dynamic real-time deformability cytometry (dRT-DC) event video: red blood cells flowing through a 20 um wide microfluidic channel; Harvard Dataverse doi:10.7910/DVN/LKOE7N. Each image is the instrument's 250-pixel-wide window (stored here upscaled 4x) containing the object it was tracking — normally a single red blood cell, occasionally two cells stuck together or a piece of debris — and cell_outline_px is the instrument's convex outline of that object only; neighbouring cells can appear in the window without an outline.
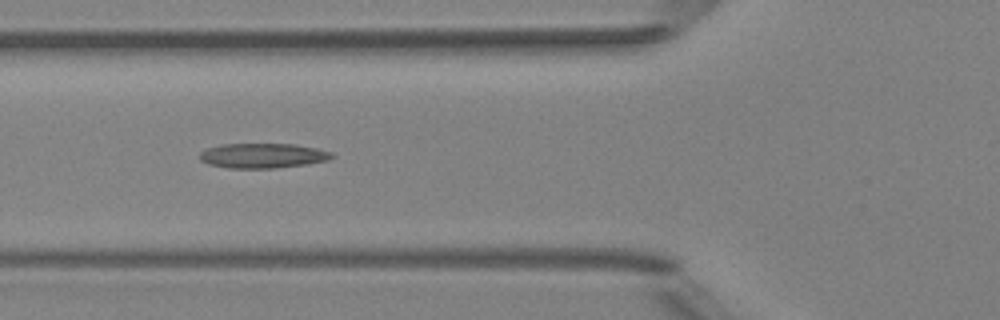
{"species": "Egyptian fruit bat (a non-hibernating species)", "species_latin": "Rousettus aegyptiacus", "temperature_condition": "room temperature", "stored_images_in_passage": 6, "camera_frame_rate_fps": 3000, "um_per_image_px": 0.085, "animal": {"sex": "female"}, "frame": {"image": 1, "passage_image": 4, "time_ms": 3.333, "image_size_px": [1000, 320], "cell_outline_px": [[336, 156], [328, 160], [308, 164], [276, 168], [228, 168], [208, 164], [200, 160], [200, 152], [208, 148], [220, 144], [296, 144], [316, 148], [332, 152]], "centroid_in_image_um": [22.36, 13.23], "position_along_channel_um": 103.4, "area_um2": 19.25}}
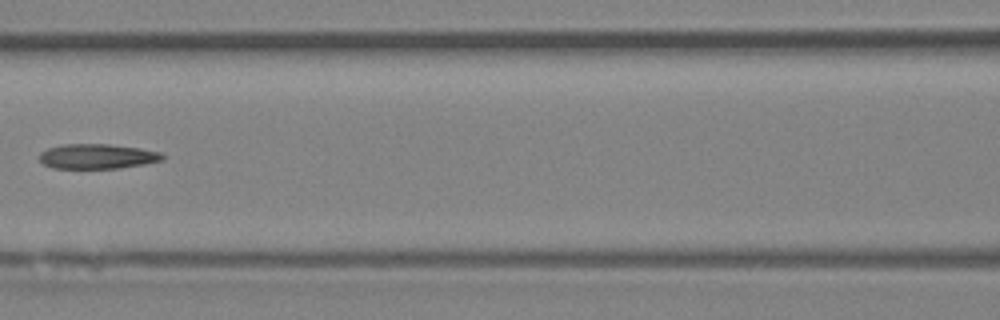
{"frame": {"image": 2, "passage_image": 5, "time_ms": 4.667, "image_size_px": [1000, 320], "cell_outline_px": [[164, 160], [144, 164], [120, 168], [52, 168], [44, 164], [40, 160], [40, 152], [48, 148], [64, 144], [108, 144], [140, 148], [160, 152], [164, 156]], "centroid_in_image_um": [8.28, 13.29], "position_along_channel_um": 158.3, "area_um2": 17.8}}
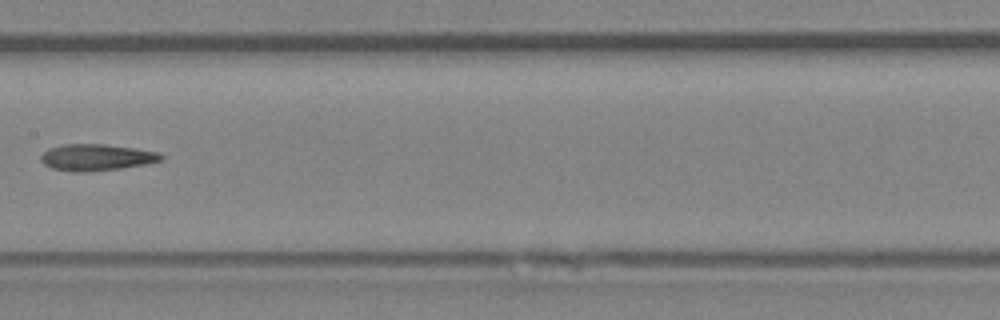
{"frame": {"image": 3, "passage_image": 6, "time_ms": 5.667, "image_size_px": [1000, 320], "cell_outline_px": [[164, 156], [160, 160], [148, 164], [120, 168], [88, 172], [72, 172], [52, 168], [44, 164], [40, 160], [40, 156], [48, 148], [64, 144], [104, 144], [136, 148], [160, 152]], "centroid_in_image_um": [8.2, 13.37], "position_along_channel_um": 199.2, "area_um2": 18.73}}